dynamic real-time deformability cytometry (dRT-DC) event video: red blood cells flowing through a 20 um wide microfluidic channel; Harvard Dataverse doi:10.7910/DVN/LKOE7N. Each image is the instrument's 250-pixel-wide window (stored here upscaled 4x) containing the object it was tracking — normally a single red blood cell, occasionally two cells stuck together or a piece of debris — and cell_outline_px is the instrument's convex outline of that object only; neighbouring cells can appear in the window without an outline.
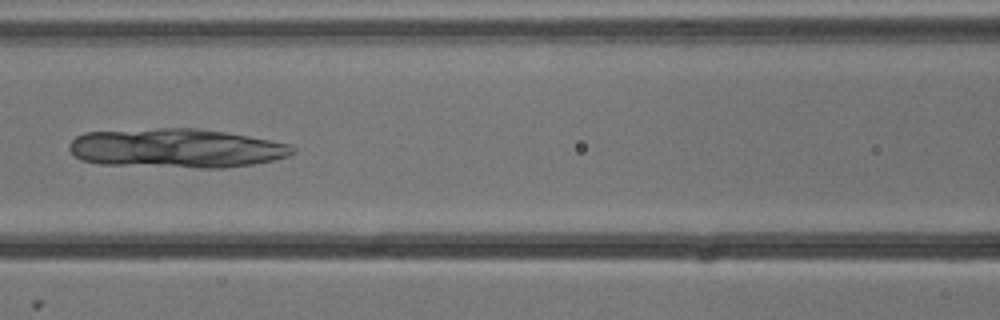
{"species": "common noctule bat (a hibernating species)", "species_latin": "Nyctalus noctula", "temperature_condition": "cold", "stored_images_in_passage": 6, "camera_frame_rate_fps": 3000, "um_per_image_px": 0.085, "animal": {"sex": "male", "body_mass_g": 13.3}, "frame": {"image": 1, "passage_image": 6, "time_ms": 1.667, "image_size_px": [1000, 320], "cell_outline_px": [[296, 152], [288, 156], [272, 160], [252, 164], [224, 168], [196, 168], [100, 164], [80, 160], [68, 148], [68, 144], [76, 136], [84, 132], [156, 128], [200, 128], [248, 136], [292, 144], [296, 148]], "centroid_in_image_um": [14.97, 12.6], "position_along_channel_um": 151.6, "area_um2": 51.38}}